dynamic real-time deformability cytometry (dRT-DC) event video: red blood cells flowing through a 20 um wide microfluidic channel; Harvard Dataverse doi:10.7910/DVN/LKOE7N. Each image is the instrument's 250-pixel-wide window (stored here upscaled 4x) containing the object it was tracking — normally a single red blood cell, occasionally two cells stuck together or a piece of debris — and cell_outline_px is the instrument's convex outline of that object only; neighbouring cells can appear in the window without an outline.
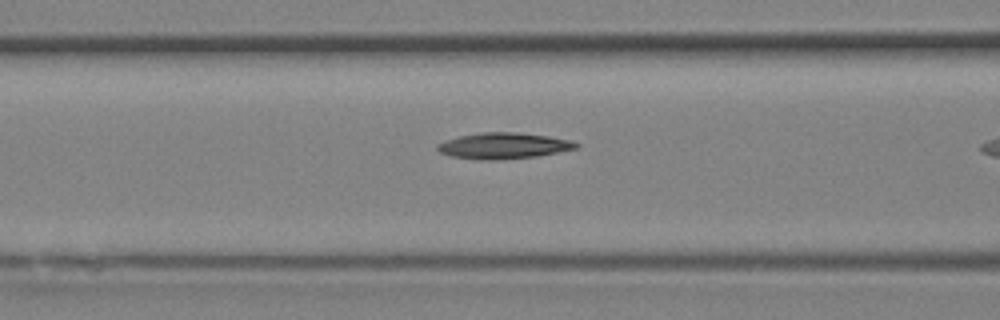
{"species": "Egyptian fruit bat (a non-hibernating species)", "species_latin": "Rousettus aegyptiacus", "temperature_condition": "room temperature", "stored_images_in_passage": 5, "camera_frame_rate_fps": 3000, "um_per_image_px": 0.085, "animal": {"sex": "female"}, "frame": {"image": 1, "passage_image": 4, "time_ms": 1.0, "image_size_px": [1000, 320], "cell_outline_px": [[580, 144], [576, 148], [536, 156], [496, 160], [476, 160], [448, 156], [440, 152], [436, 148], [436, 144], [460, 136], [480, 132], [512, 132], [548, 136], [568, 140]], "centroid_in_image_um": [42.73, 12.4], "position_along_channel_um": 123.9, "area_um2": 20.87}}